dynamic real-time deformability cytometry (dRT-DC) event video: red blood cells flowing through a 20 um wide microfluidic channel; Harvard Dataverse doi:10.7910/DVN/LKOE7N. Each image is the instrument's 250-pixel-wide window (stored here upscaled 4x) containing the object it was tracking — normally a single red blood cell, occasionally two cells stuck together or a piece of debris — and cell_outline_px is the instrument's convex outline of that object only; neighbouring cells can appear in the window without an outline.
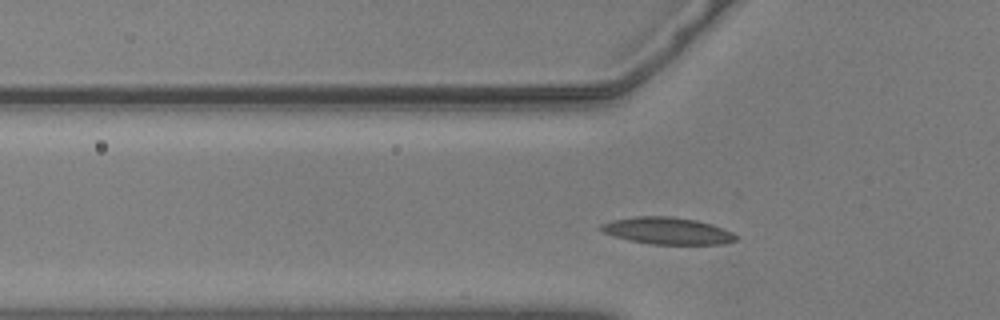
{"species": "common noctule bat (a hibernating species)", "species_latin": "Nyctalus noctula", "temperature_condition": "warm", "stored_images_in_passage": 40, "camera_frame_rate_fps": 3000, "um_per_image_px": 0.085, "animal": {"sex": "male", "body_mass_g": 20.5, "forearm_length_mm": 52.5}, "frame": {"image": 1, "passage_image": 8, "time_ms": 2.333, "image_size_px": [1000, 320], "cell_outline_px": [[740, 236], [736, 240], [724, 244], [652, 244], [632, 240], [616, 236], [604, 232], [600, 228], [600, 224], [612, 220], [636, 216], [668, 216], [696, 220], [712, 224], [724, 228]], "centroid_in_image_um": [56.79, 19.61], "position_along_channel_um": 69.0, "area_um2": 21.04}}
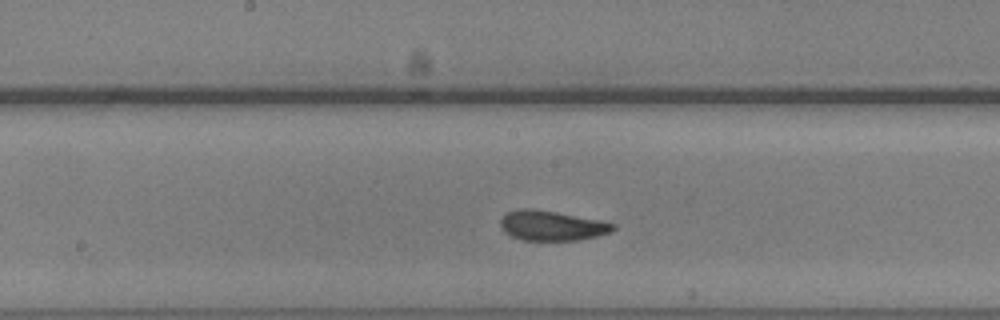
{"frame": {"image": 2, "passage_image": 19, "time_ms": 6.0, "image_size_px": [1000, 320], "cell_outline_px": [[616, 228], [612, 232], [580, 240], [524, 240], [512, 236], [504, 232], [500, 228], [500, 220], [508, 212], [516, 208], [528, 208], [556, 212], [600, 220], [616, 224]], "centroid_in_image_um": [46.9, 19.18], "position_along_channel_um": 201.3, "area_um2": 19.65}}
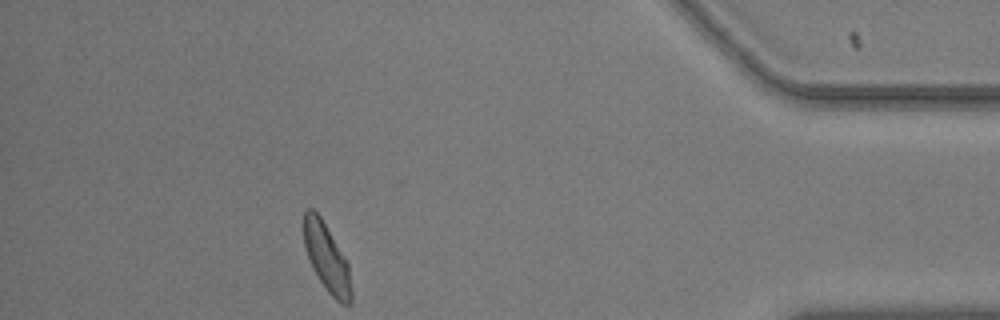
{"frame": {"image": 3, "passage_image": 40, "time_ms": 13.0, "image_size_px": [1000, 320], "cell_outline_px": [[352, 300], [348, 304], [340, 304], [328, 292], [312, 268], [304, 244], [304, 212], [308, 208], [312, 208], [320, 216], [348, 260], [352, 292]], "centroid_in_image_um": [27.8, 21.92], "position_along_channel_um": 407.4, "area_um2": 18.84}, "authors_computed_cell_mechanics": {"area_um2": 19.1318, "velocity_mm_per_s": 3.5932, "shape_relaxation_time_tau1_ms": 3.5448, "shape_relaxation_time_tau2_ms": 2.5619, "deformation_change_tau1": 0.0992, "deformation_change_tau2": 0.0852}}